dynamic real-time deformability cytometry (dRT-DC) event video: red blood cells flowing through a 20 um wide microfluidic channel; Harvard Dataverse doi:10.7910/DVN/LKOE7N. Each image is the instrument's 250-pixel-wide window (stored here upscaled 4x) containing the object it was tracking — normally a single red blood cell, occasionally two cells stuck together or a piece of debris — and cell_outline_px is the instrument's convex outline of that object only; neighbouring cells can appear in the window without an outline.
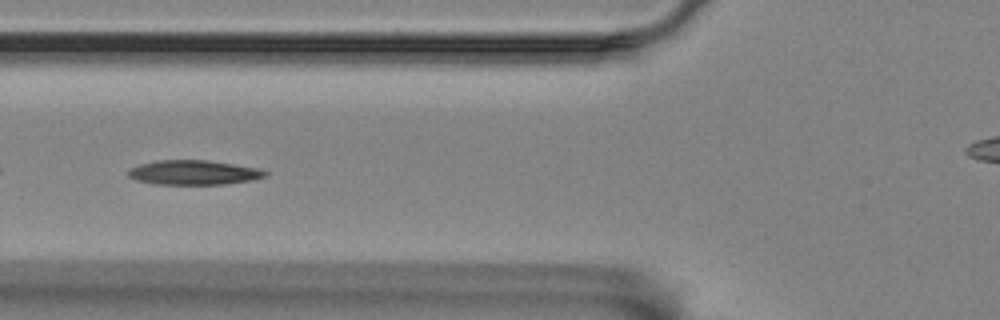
{"species": "Egyptian fruit bat (a non-hibernating species)", "species_latin": "Rousettus aegyptiacus", "temperature_condition": "room temperature", "stored_images_in_passage": 15, "camera_frame_rate_fps": 3000, "um_per_image_px": 0.085, "animal": {"sex": "female"}, "frame": {"image": 1, "passage_image": 5, "time_ms": 1.333, "image_size_px": [1000, 320], "cell_outline_px": [[268, 176], [252, 180], [224, 184], [152, 184], [136, 180], [128, 176], [128, 168], [140, 164], [156, 160], [208, 160], [260, 168], [268, 172]], "centroid_in_image_um": [16.46, 14.66], "position_along_channel_um": 109.3, "area_um2": 19.77}}